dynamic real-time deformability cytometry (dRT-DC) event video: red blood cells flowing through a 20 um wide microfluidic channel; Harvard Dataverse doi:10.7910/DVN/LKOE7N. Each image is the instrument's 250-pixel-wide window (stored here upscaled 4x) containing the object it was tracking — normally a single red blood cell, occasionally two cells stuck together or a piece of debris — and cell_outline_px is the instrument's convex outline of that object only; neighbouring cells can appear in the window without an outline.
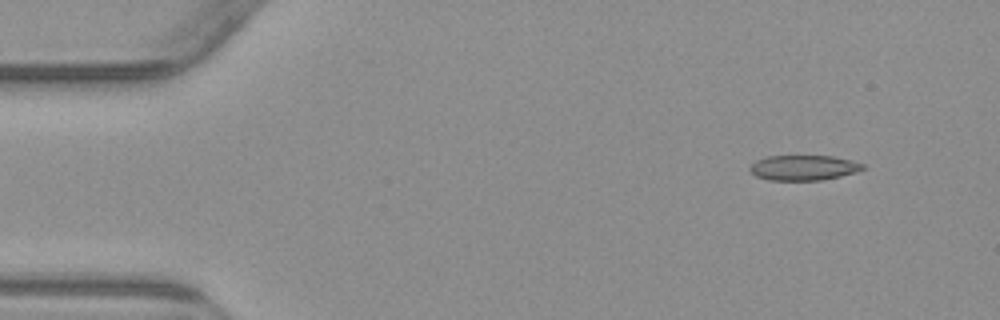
{"species": "common noctule bat (a hibernating species)", "species_latin": "Nyctalus noctula", "temperature_condition": "warm", "stored_images_in_passage": 5, "camera_frame_rate_fps": 3000, "um_per_image_px": 0.085, "animal": {"sex": "male", "body_mass_g": 23.1, "forearm_length_mm": 52.7}, "frame": {"image": 1, "passage_image": 2, "time_ms": 1.0, "image_size_px": [1000, 320], "cell_outline_px": [[864, 168], [856, 172], [840, 176], [820, 180], [768, 180], [756, 176], [748, 168], [756, 160], [768, 156], [832, 156], [852, 160], [864, 164]], "centroid_in_image_um": [68.3, 14.25], "position_along_channel_um": 16.7, "area_um2": 16.47}}
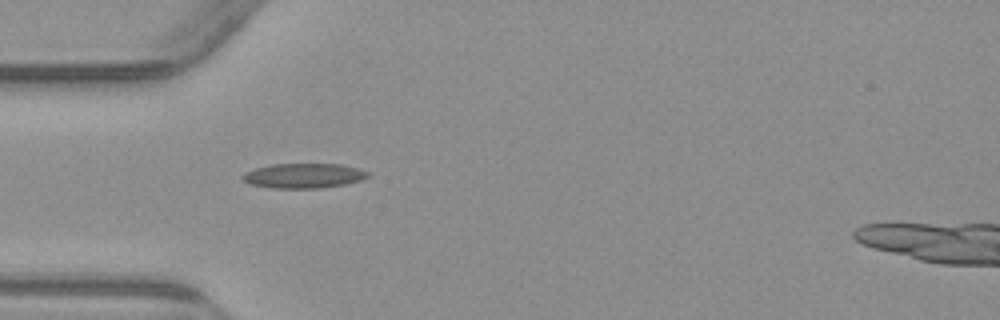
{"frame": {"image": 2, "passage_image": 5, "time_ms": 4.667, "image_size_px": [1000, 320], "cell_outline_px": [[368, 176], [360, 180], [344, 184], [320, 188], [272, 188], [252, 184], [244, 180], [240, 176], [244, 172], [256, 168], [272, 164], [340, 164], [356, 168], [368, 172]], "centroid_in_image_um": [25.77, 14.93], "position_along_channel_um": 59.2, "area_um2": 17.86}}